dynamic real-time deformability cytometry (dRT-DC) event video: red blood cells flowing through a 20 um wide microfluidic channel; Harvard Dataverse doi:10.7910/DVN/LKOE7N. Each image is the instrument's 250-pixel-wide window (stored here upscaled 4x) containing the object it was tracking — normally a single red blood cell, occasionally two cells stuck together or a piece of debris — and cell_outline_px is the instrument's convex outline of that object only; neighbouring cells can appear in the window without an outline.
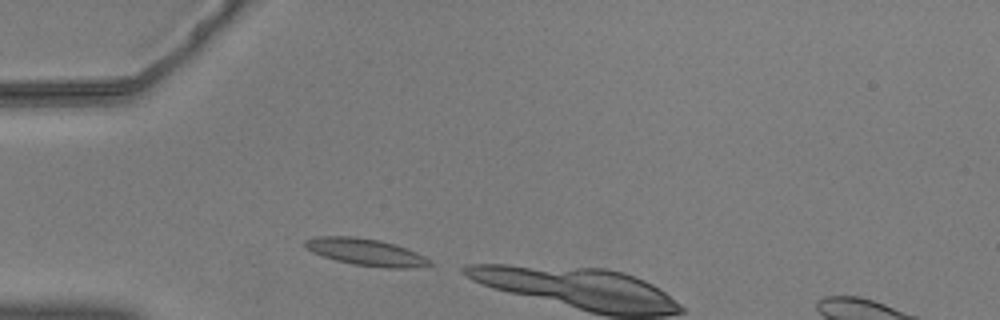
{"species": "common noctule bat (a hibernating species)", "species_latin": "Nyctalus noctula", "temperature_condition": "warm", "stored_images_in_passage": 6, "camera_frame_rate_fps": 3000, "um_per_image_px": 0.085, "animal": {"sex": "male", "body_mass_g": 20.5, "forearm_length_mm": 52.5}, "frame": {"image": 1, "passage_image": 1, "time_ms": 0.0, "image_size_px": [1000, 320], "cell_outline_px": [[432, 264], [408, 268], [384, 268], [352, 264], [336, 260], [312, 252], [304, 244], [304, 240], [316, 236], [356, 236], [380, 240], [396, 244], [416, 252], [432, 260]], "centroid_in_image_um": [31.11, 21.42], "position_along_channel_um": 53.9, "area_um2": 19.59}}
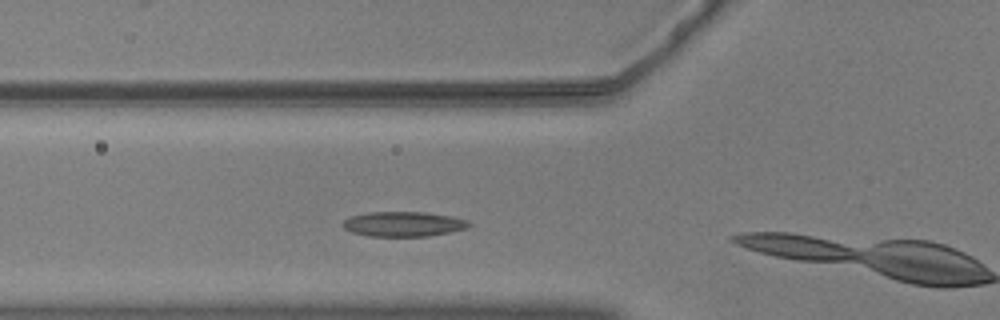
{"frame": {"image": 2, "passage_image": 5, "time_ms": 1.333, "image_size_px": [1000, 320], "cell_outline_px": [[472, 224], [468, 228], [428, 236], [368, 236], [352, 232], [344, 228], [344, 220], [348, 216], [368, 212], [424, 212], [448, 216], [468, 220]], "centroid_in_image_um": [34.28, 19.04], "position_along_channel_um": 91.5, "area_um2": 18.21}}